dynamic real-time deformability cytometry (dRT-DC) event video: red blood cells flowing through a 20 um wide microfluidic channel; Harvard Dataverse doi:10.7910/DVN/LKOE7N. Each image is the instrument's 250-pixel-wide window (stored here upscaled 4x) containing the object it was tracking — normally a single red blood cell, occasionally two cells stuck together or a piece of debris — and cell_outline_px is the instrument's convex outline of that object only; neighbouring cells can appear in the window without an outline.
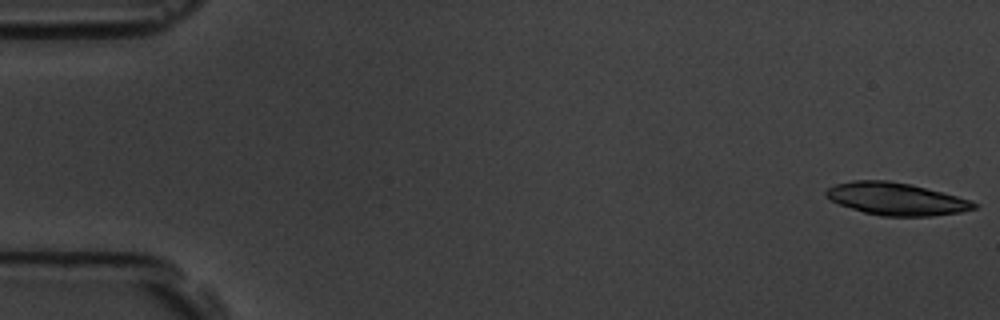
{"species": "common noctule bat (a hibernating species)", "species_latin": "Nyctalus noctula", "temperature_condition": "room temperature", "stored_images_in_passage": 30, "camera_frame_rate_fps": 3000, "um_per_image_px": 0.085, "animal": {"sex": "male", "body_mass_g": 19.5, "forearm_length_mm": 54.6}, "frame": {"image": 1, "passage_image": 1, "time_ms": 0.0, "image_size_px": [1000, 320], "cell_outline_px": [[980, 204], [976, 208], [960, 212], [932, 216], [880, 216], [864, 212], [840, 204], [832, 200], [824, 192], [828, 188], [836, 184], [852, 180], [888, 180], [912, 184], [972, 200]], "centroid_in_image_um": [76.22, 16.9], "position_along_channel_um": 8.8, "area_um2": 27.92}}
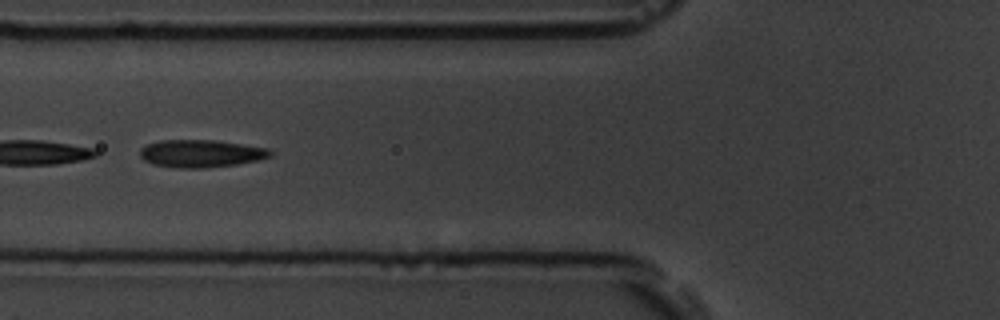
{"frame": {"image": 2, "passage_image": 22, "time_ms": 7.0, "image_size_px": [1000, 320], "cell_outline_px": [[272, 156], [256, 160], [236, 164], [204, 168], [180, 168], [152, 164], [144, 160], [140, 156], [140, 148], [148, 144], [160, 140], [212, 140], [268, 148], [272, 152]], "centroid_in_image_um": [17.05, 13.05], "position_along_channel_um": 108.8, "area_um2": 20.75}}